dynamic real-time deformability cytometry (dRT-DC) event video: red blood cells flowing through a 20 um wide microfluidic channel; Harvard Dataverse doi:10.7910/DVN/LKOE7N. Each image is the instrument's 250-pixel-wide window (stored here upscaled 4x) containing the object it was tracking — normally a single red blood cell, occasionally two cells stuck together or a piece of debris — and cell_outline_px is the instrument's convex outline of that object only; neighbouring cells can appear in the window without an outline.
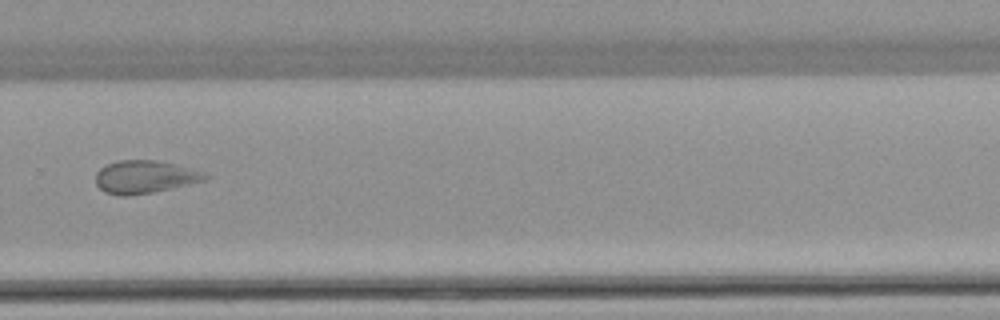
{"species": "common noctule bat (a hibernating species)", "species_latin": "Nyctalus noctula", "temperature_condition": "warm", "stored_images_in_passage": 11, "camera_frame_rate_fps": 3000, "um_per_image_px": 0.085, "animal": {"sex": "female", "body_mass_g": 22.7, "forearm_length_mm": 54.2}, "frame": {"image": 1, "passage_image": 7, "time_ms": 7.333, "image_size_px": [1000, 320], "cell_outline_px": [[212, 176], [208, 180], [172, 188], [152, 192], [128, 196], [120, 196], [104, 192], [96, 184], [96, 172], [100, 168], [108, 164], [120, 160], [156, 160], [176, 164], [192, 168], [204, 172]], "centroid_in_image_um": [12.35, 15.04], "position_along_channel_um": 317.4, "area_um2": 21.15}}
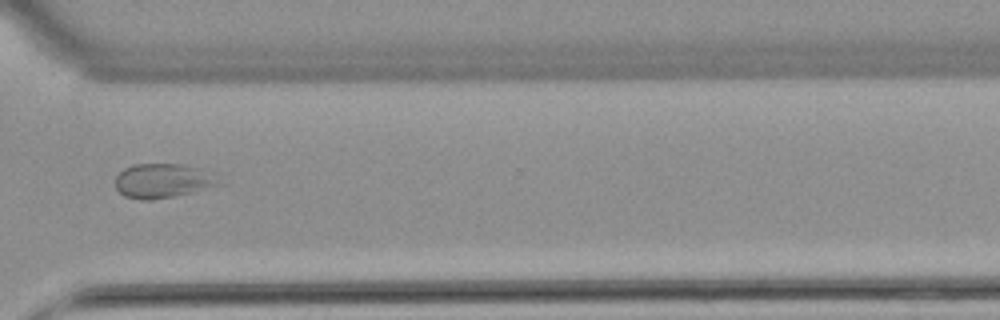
{"frame": {"image": 2, "passage_image": 8, "time_ms": 8.333, "image_size_px": [1000, 320], "cell_outline_px": [[224, 184], [192, 192], [172, 196], [148, 200], [140, 200], [124, 196], [116, 188], [116, 176], [124, 168], [132, 164], [184, 164], [200, 168], [212, 172]], "centroid_in_image_um": [13.87, 15.35], "position_along_channel_um": 356.7, "area_um2": 20.87}}